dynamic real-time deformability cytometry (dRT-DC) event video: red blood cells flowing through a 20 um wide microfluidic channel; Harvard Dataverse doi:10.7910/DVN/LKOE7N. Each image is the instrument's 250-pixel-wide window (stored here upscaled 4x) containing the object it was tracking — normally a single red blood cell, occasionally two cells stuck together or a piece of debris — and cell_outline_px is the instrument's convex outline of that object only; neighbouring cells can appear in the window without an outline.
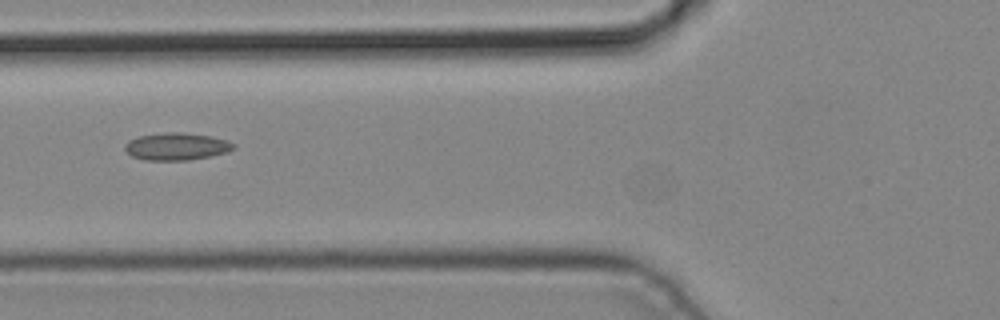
{"species": "common noctule bat (a hibernating species)", "species_latin": "Nyctalus noctula", "temperature_condition": "cold", "stored_images_in_passage": 3, "camera_frame_rate_fps": 3000, "um_per_image_px": 0.085, "animal": {"sex": "male", "body_mass_g": 19.2, "forearm_length_mm": 51.8}, "frame": {"image": 1, "passage_image": 3, "time_ms": 0.667, "image_size_px": [1000, 320], "cell_outline_px": [[236, 148], [228, 152], [188, 160], [144, 160], [132, 156], [124, 148], [124, 144], [128, 140], [140, 136], [164, 132], [180, 132], [212, 136], [228, 140], [236, 144]], "centroid_in_image_um": [15.03, 12.44], "position_along_channel_um": 110.8, "area_um2": 17.4}}